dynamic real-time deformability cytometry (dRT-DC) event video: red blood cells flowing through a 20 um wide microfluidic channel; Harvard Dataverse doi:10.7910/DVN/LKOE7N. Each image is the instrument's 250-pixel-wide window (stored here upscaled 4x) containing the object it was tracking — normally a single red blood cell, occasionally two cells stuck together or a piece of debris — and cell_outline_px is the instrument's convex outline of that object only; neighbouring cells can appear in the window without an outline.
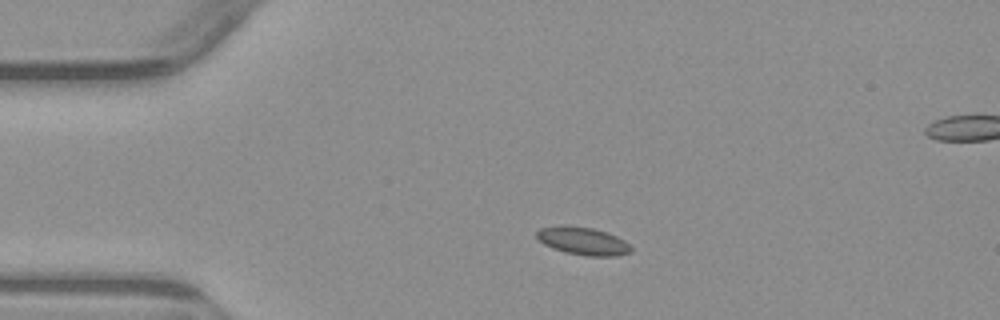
{"species": "common noctule bat (a hibernating species)", "species_latin": "Nyctalus noctula", "temperature_condition": "warm", "stored_images_in_passage": 4, "segment_of_instrument_passage": [1, 2], "camera_frame_rate_fps": 3000, "um_per_image_px": 0.085, "animal": {"sex": "male", "body_mass_g": 23.1, "forearm_length_mm": 52.7}, "frame": {"image": 1, "passage_image": 2, "time_ms": 1.333, "image_size_px": [1000, 320], "cell_outline_px": [[632, 252], [616, 256], [588, 256], [564, 252], [552, 248], [544, 244], [536, 236], [536, 232], [540, 228], [564, 224], [592, 228], [608, 232], [624, 240], [632, 248]], "centroid_in_image_um": [49.54, 20.48], "position_along_channel_um": 35.5, "area_um2": 15.43}}